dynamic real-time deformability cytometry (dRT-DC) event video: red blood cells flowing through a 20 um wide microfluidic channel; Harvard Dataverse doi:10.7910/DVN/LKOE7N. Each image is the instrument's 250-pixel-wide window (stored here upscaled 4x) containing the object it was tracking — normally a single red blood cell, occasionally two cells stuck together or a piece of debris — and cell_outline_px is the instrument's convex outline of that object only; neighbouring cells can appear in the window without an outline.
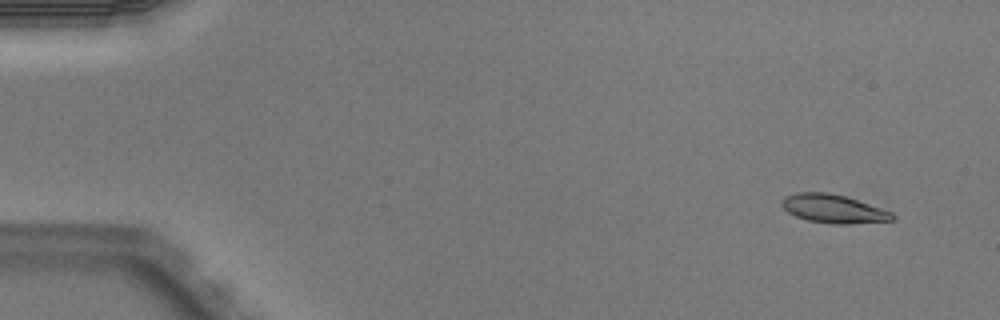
{"species": "Egyptian fruit bat (a non-hibernating species)", "species_latin": "Rousettus aegyptiacus", "temperature_condition": "warm", "stored_images_in_passage": 4, "camera_frame_rate_fps": 3000, "um_per_image_px": 0.085, "animal": {"sex": "male"}, "frame": {"image": 1, "passage_image": 1, "time_ms": 0.0, "image_size_px": [1000, 320], "cell_outline_px": [[896, 220], [848, 224], [832, 224], [808, 220], [796, 216], [788, 212], [780, 204], [780, 200], [784, 196], [796, 192], [828, 192], [844, 196], [892, 212], [896, 216]], "centroid_in_image_um": [70.81, 17.74], "position_along_channel_um": 14.2, "area_um2": 18.38}}
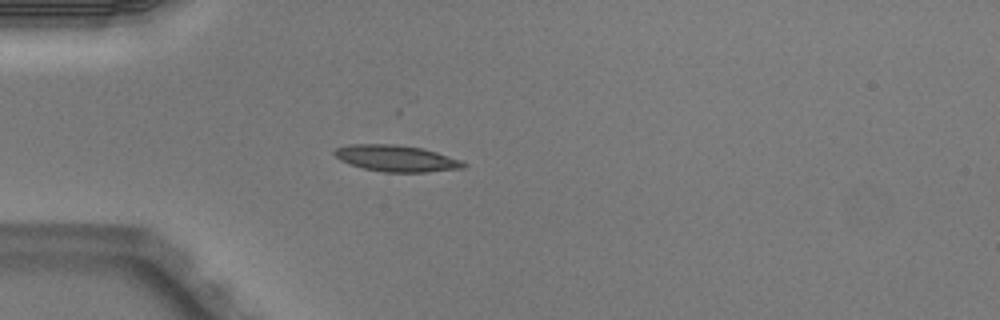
{"frame": {"image": 2, "passage_image": 4, "time_ms": 1.0, "image_size_px": [1000, 320], "cell_outline_px": [[468, 164], [464, 168], [424, 172], [384, 172], [364, 168], [340, 160], [332, 152], [336, 148], [348, 144], [396, 144], [424, 148], [460, 160]], "centroid_in_image_um": [33.69, 13.45], "position_along_channel_um": 51.3, "area_um2": 19.77}}